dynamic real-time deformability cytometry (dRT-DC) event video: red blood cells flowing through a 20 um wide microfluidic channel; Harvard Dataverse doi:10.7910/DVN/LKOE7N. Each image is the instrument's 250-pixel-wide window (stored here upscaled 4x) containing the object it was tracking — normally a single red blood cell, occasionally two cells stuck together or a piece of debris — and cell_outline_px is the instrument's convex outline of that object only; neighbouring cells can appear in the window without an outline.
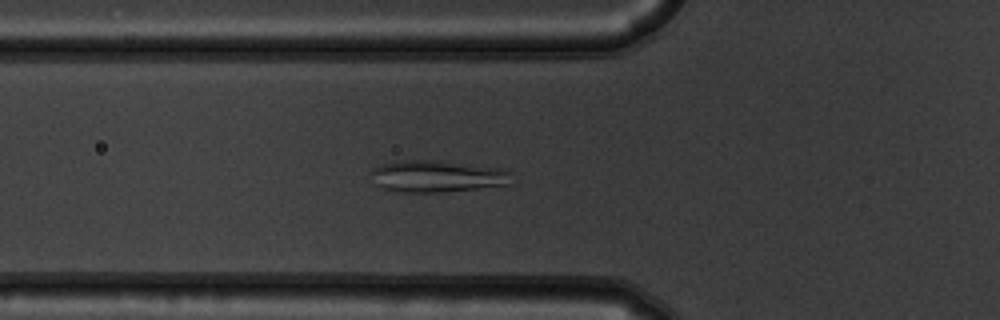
{"species": "common noctule bat (a hibernating species)", "species_latin": "Nyctalus noctula", "temperature_condition": "warm", "stored_images_in_passage": 55, "camera_frame_rate_fps": 3000, "um_per_image_px": 0.085, "animal": {"sex": "male", "body_mass_g": 19.5, "forearm_length_mm": 54.6}, "frame": {"image": 1, "passage_image": 20, "time_ms": 6.333, "image_size_px": [1000, 320], "cell_outline_px": [[508, 184], [444, 192], [400, 192], [384, 188], [376, 184], [372, 172], [372, 168], [380, 164], [400, 160], [440, 160], [496, 168], [508, 172]], "centroid_in_image_um": [37.05, 14.97], "position_along_channel_um": 88.7, "area_um2": 25.49}}
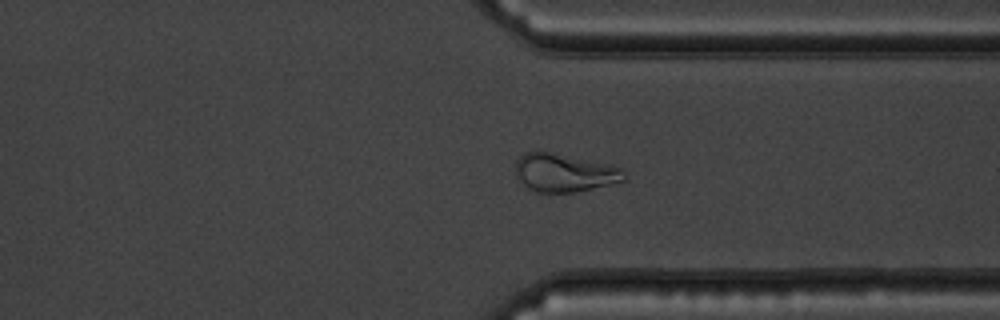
{"frame": {"image": 2, "passage_image": 42, "time_ms": 13.667, "image_size_px": [1000, 320], "cell_outline_px": [[628, 180], [576, 192], [536, 192], [528, 188], [516, 176], [516, 160], [524, 152], [548, 152], [604, 164], [620, 168], [628, 176]], "centroid_in_image_um": [47.96, 14.71], "position_along_channel_um": 363.4, "area_um2": 23.7}}
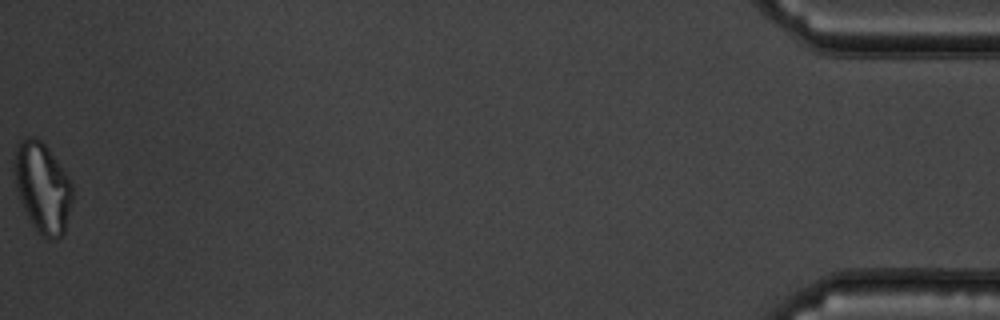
{"frame": {"image": 3, "passage_image": 55, "time_ms": 18.0, "image_size_px": [1000, 320], "cell_outline_px": [[72, 200], [64, 232], [56, 240], [48, 240], [36, 232], [20, 200], [16, 188], [12, 168], [12, 160], [16, 144], [28, 136], [32, 136], [40, 140], [48, 148], [72, 184]], "centroid_in_image_um": [3.57, 15.94], "position_along_channel_um": 431.6, "area_um2": 30.63}}